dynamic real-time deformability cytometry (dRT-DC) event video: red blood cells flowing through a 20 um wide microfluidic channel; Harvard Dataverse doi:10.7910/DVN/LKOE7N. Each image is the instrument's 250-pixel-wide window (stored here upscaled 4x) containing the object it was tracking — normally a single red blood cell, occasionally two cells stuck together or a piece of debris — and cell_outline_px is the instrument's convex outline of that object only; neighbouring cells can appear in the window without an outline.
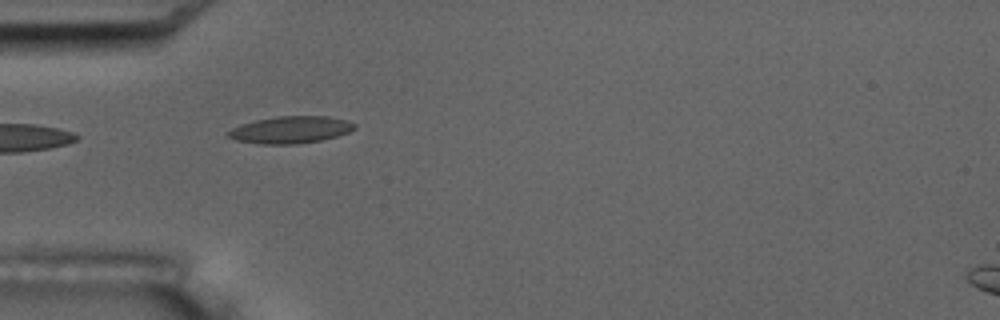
{"species": "common noctule bat (a hibernating species)", "species_latin": "Nyctalus noctula", "temperature_condition": "room temperature", "stored_images_in_passage": 3, "camera_frame_rate_fps": 3000, "um_per_image_px": 0.085, "animal": {"sex": "male", "body_mass_g": 17.5, "forearm_length_mm": 52.3}, "frame": {"image": 1, "passage_image": 1, "time_ms": 0.0, "image_size_px": [1000, 320], "cell_outline_px": [[356, 128], [348, 132], [336, 136], [320, 140], [296, 144], [260, 144], [236, 140], [228, 136], [228, 132], [232, 128], [240, 124], [256, 120], [276, 116], [328, 116], [348, 120], [356, 124]], "centroid_in_image_um": [24.71, 11.02], "position_along_channel_um": 60.3, "area_um2": 19.88}}